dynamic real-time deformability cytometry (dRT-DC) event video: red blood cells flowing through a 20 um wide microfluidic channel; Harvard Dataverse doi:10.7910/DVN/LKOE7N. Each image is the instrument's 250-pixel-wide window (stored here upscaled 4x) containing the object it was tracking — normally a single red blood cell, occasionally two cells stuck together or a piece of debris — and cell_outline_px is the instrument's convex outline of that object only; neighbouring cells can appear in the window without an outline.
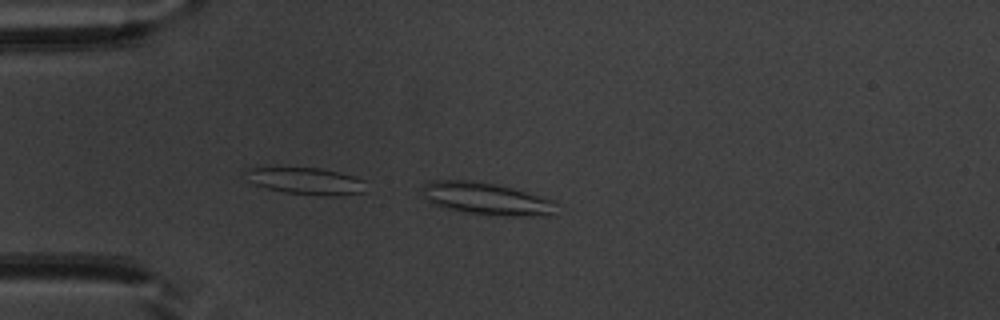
{"species": "common noctule bat (a hibernating species)", "species_latin": "Nyctalus noctula", "temperature_condition": "warm", "stored_images_in_passage": 29, "segment_of_instrument_passage": [1, 2], "camera_frame_rate_fps": 3000, "um_per_image_px": 0.085, "animal": {"sex": "male", "body_mass_g": 20.1, "forearm_length_mm": 53.5}, "frame": {"image": 1, "passage_image": 1, "time_ms": 0.0, "image_size_px": [1000, 320], "cell_outline_px": [[556, 200], [552, 212], [548, 216], [508, 216], [464, 212], [432, 204], [424, 196], [424, 184], [428, 180], [472, 180], [496, 184], [512, 188]], "centroid_in_image_um": [41.34, 16.88], "position_along_channel_um": 43.7, "area_um2": 25.03}}
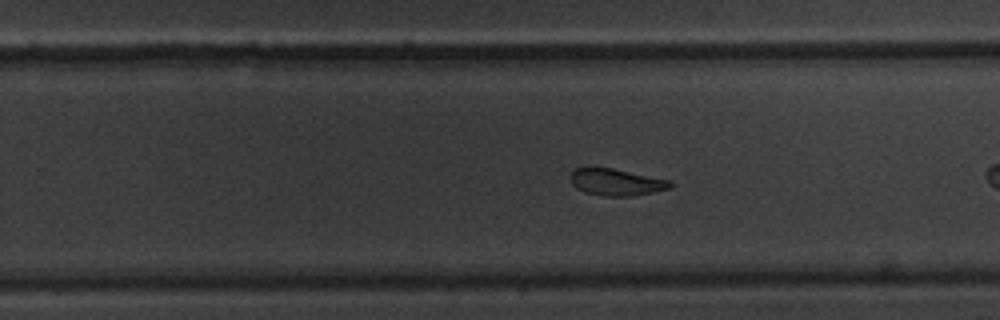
{"frame": {"image": 2, "passage_image": 18, "time_ms": 5.667, "image_size_px": [1000, 320], "cell_outline_px": [[672, 184], [668, 188], [652, 192], [632, 196], [604, 196], [584, 192], [576, 188], [572, 184], [568, 176], [576, 168], [612, 168], [672, 180]], "centroid_in_image_um": [52.36, 15.48], "position_along_channel_um": 277.4, "area_um2": 15.55}}
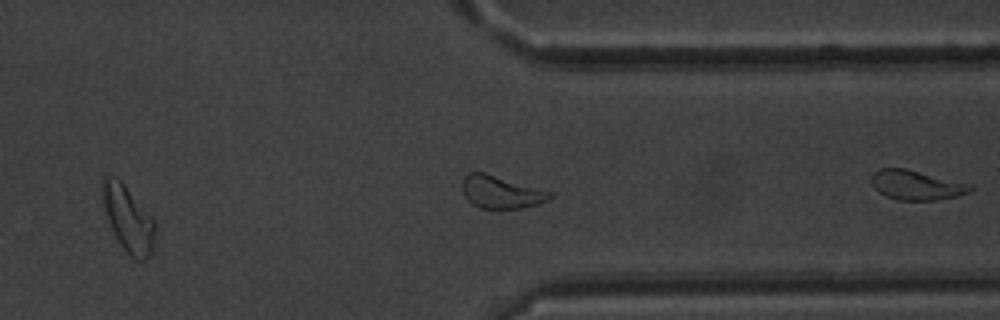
{"frame": {"image": 3, "passage_image": 25, "time_ms": 8.0, "image_size_px": [1000, 320], "cell_outline_px": [[156, 224], [152, 252], [144, 260], [132, 260], [120, 244], [108, 220], [104, 208], [100, 184], [104, 176], [116, 176], [124, 184], [152, 216]], "centroid_in_image_um": [10.89, 18.59], "position_along_channel_um": 400.5, "area_um2": 20.35}}